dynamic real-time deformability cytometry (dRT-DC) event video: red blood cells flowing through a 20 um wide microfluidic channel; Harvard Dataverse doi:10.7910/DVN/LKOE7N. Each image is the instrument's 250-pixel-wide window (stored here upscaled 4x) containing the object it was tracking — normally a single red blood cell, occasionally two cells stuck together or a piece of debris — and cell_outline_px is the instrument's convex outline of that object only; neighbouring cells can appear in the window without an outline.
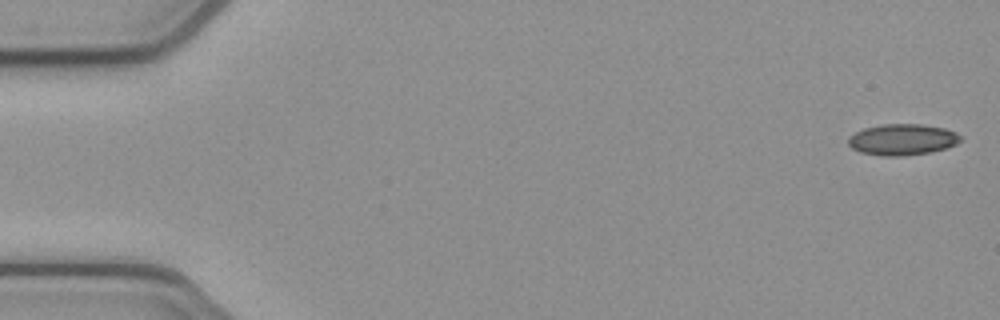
{"species": "common noctule bat (a hibernating species)", "species_latin": "Nyctalus noctula", "temperature_condition": "cold", "stored_images_in_passage": 52, "camera_frame_rate_fps": 3000, "um_per_image_px": 0.085, "animal": {"sex": "female", "body_mass_g": 21.9}, "frame": {"image": 1, "passage_image": 1, "time_ms": 0.0, "image_size_px": [1000, 320], "cell_outline_px": [[960, 140], [956, 144], [932, 152], [900, 156], [880, 156], [860, 152], [852, 148], [848, 144], [848, 136], [864, 128], [884, 124], [920, 124], [944, 128], [956, 132], [960, 136]], "centroid_in_image_um": [76.67, 11.86], "position_along_channel_um": 8.3, "area_um2": 20.35}}
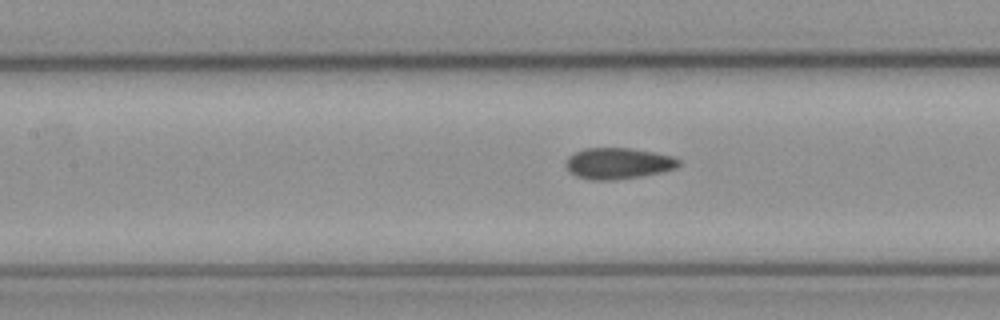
{"frame": {"image": 2, "passage_image": 23, "time_ms": 7.333, "image_size_px": [1000, 320], "cell_outline_px": [[680, 164], [676, 168], [660, 172], [640, 176], [616, 180], [588, 180], [576, 176], [568, 172], [564, 164], [568, 156], [584, 148], [632, 148], [672, 156], [680, 160]], "centroid_in_image_um": [52.49, 13.89], "position_along_channel_um": 154.9, "area_um2": 20.63}}
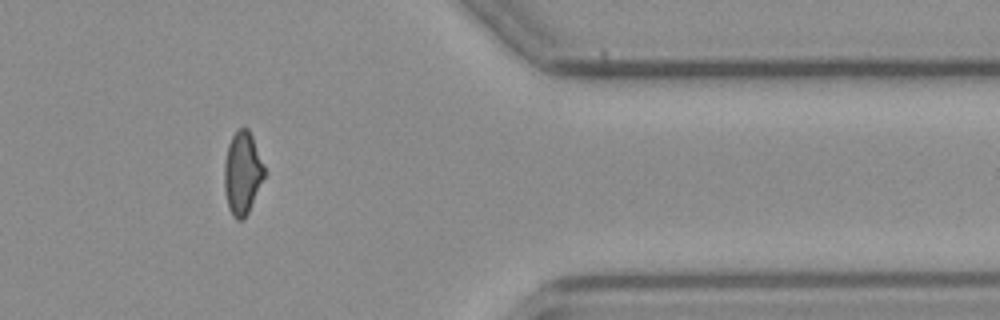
{"frame": {"image": 3, "passage_image": 43, "time_ms": 14.0, "image_size_px": [1000, 320], "cell_outline_px": [[264, 176], [248, 212], [244, 220], [236, 220], [232, 216], [228, 208], [224, 188], [224, 164], [228, 144], [232, 136], [244, 124], [248, 128], [252, 136], [264, 168]], "centroid_in_image_um": [20.57, 14.71], "position_along_channel_um": 390.8, "area_um2": 19.13}, "authors_computed_cell_mechanics": {"area_um2": 20.1433, "velocity_mm_per_s": 3.8848, "shape_relaxation_time_tau1_ms": null, "shape_relaxation_time_tau2_ms": 1.8313, "deformation_change_tau1": null, "deformation_change_tau2": 0.0763}}